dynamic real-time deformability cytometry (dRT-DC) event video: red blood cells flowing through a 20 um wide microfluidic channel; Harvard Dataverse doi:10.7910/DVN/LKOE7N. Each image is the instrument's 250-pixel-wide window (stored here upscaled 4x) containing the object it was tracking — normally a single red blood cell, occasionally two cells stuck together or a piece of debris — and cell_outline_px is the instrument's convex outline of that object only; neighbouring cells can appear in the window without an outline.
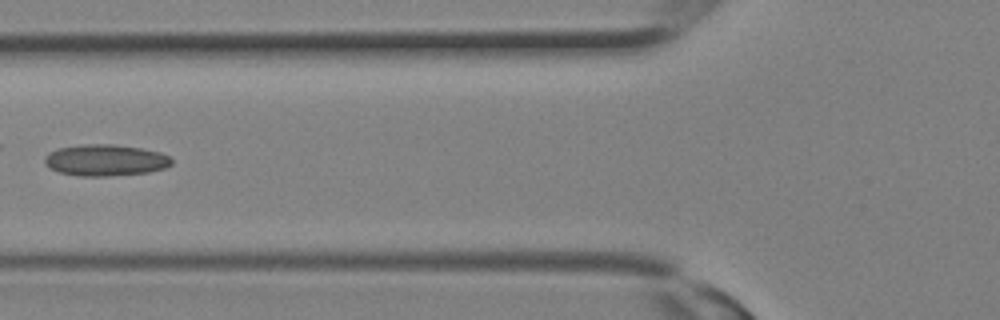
{"species": "Egyptian fruit bat (a non-hibernating species)", "species_latin": "Rousettus aegyptiacus", "temperature_condition": "room temperature", "stored_images_in_passage": 4, "camera_frame_rate_fps": 3000, "um_per_image_px": 0.085, "animal": {"sex": "female"}, "frame": {"image": 1, "passage_image": 3, "time_ms": 0.667, "image_size_px": [1000, 320], "cell_outline_px": [[172, 164], [164, 168], [148, 172], [108, 176], [80, 176], [60, 172], [48, 168], [44, 164], [44, 156], [60, 148], [88, 144], [112, 144], [140, 148], [160, 152], [168, 156], [172, 160]], "centroid_in_image_um": [8.95, 13.62], "position_along_channel_um": 116.8, "area_um2": 23.06}}